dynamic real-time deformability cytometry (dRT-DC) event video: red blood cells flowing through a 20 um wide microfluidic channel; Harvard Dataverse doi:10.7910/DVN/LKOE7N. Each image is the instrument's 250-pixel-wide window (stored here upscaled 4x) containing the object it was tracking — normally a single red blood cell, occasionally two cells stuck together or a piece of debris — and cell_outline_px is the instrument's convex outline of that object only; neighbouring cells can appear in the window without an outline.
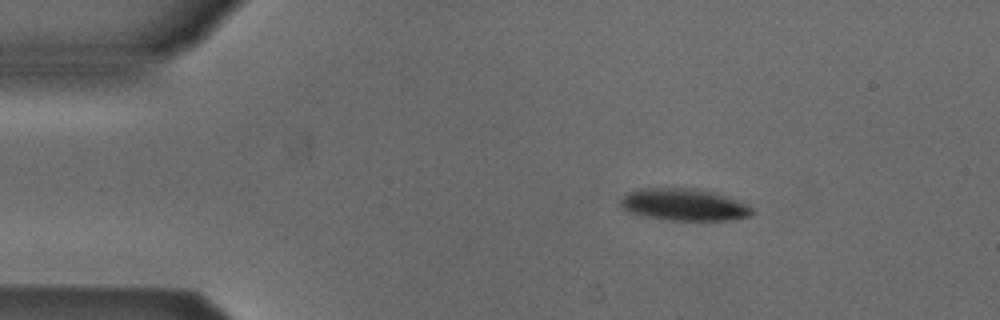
{"species": "Egyptian fruit bat (a non-hibernating species)", "species_latin": "Rousettus aegyptiacus", "temperature_condition": "cold", "stored_images_in_passage": 45, "camera_frame_rate_fps": 3000, "um_per_image_px": 0.085, "animal": {"sex": "male"}, "frame": {"image": 1, "passage_image": 1, "time_ms": 0.0, "image_size_px": [1000, 320], "cell_outline_px": [[752, 212], [748, 216], [728, 220], [668, 220], [640, 216], [628, 212], [620, 204], [620, 200], [628, 192], [640, 188], [696, 188], [712, 192], [748, 204], [752, 208]], "centroid_in_image_um": [58.08, 17.4], "position_along_channel_um": 26.9, "area_um2": 24.45}}
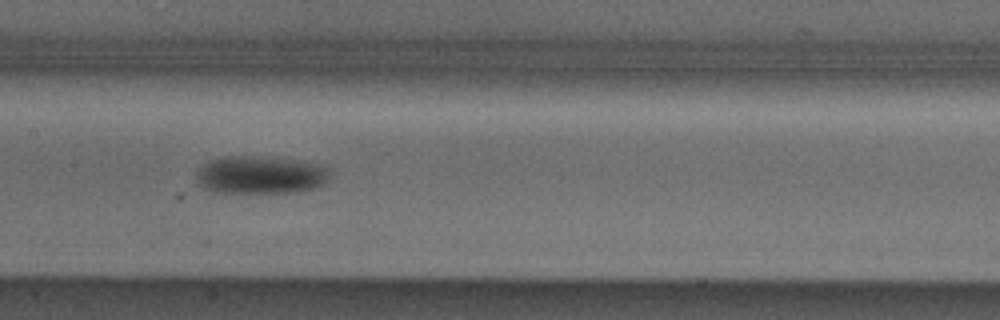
{"frame": {"image": 2, "passage_image": 18, "time_ms": 5.667, "image_size_px": [1000, 320], "cell_outline_px": [[328, 176], [324, 184], [316, 188], [288, 192], [216, 192], [204, 188], [196, 180], [196, 172], [204, 164], [212, 160], [232, 156], [244, 156], [292, 160], [324, 164], [328, 168]], "centroid_in_image_um": [22.15, 14.88], "position_along_channel_um": 185.3, "area_um2": 28.9}}
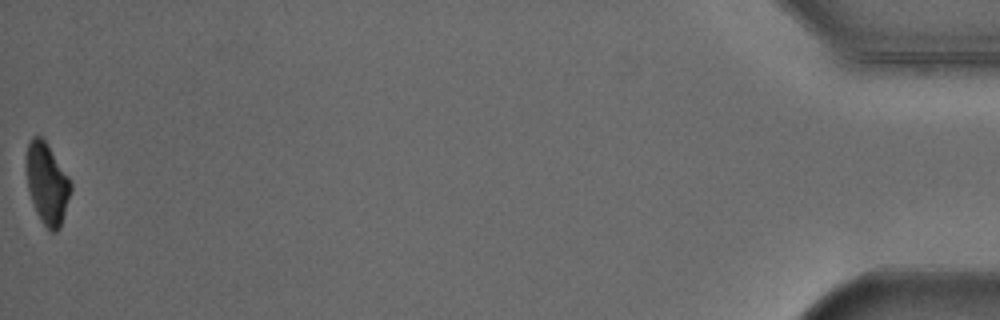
{"frame": {"image": 3, "passage_image": 45, "time_ms": 14.667, "image_size_px": [1000, 320], "cell_outline_px": [[72, 188], [60, 228], [56, 232], [52, 232], [40, 220], [36, 212], [28, 188], [24, 168], [24, 164], [28, 144], [32, 136], [40, 136], [48, 144], [68, 176], [72, 184]], "centroid_in_image_um": [3.98, 15.58], "position_along_channel_um": 431.2, "area_um2": 21.15}, "authors_computed_cell_mechanics": {"area_um2": 26.6458, "velocity_mm_per_s": 3.8884, "shape_relaxation_time_tau1_ms": 2.5739, "shape_relaxation_time_tau2_ms": null, "deformation_change_tau1": 0.0738, "deformation_change_tau2": null}}